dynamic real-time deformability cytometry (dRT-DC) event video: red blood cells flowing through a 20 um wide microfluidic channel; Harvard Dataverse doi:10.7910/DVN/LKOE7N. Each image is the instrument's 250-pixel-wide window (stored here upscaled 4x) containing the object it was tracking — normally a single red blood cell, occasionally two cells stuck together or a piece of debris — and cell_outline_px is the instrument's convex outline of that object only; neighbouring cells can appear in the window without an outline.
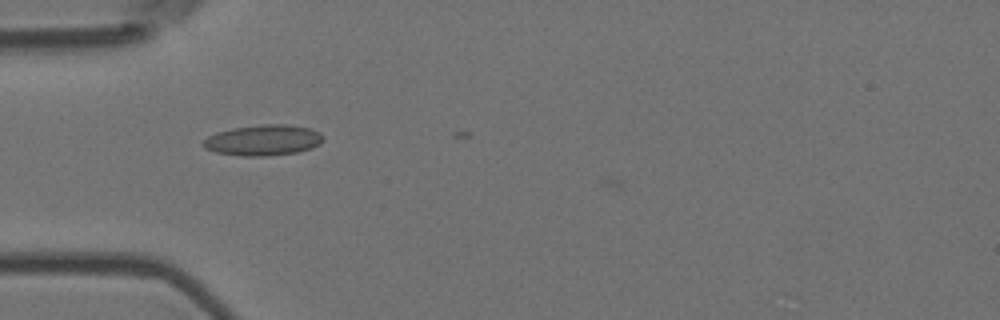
{"species": "Egyptian fruit bat (a non-hibernating species)", "species_latin": "Rousettus aegyptiacus", "temperature_condition": "room temperature", "stored_images_in_passage": 13, "camera_frame_rate_fps": 3000, "um_per_image_px": 0.085, "animal": {"sex": "female"}, "frame": {"image": 1, "passage_image": 12, "time_ms": 3.667, "image_size_px": [1000, 320], "cell_outline_px": [[324, 140], [320, 144], [312, 148], [296, 152], [268, 156], [240, 156], [216, 152], [204, 148], [200, 144], [208, 136], [216, 132], [232, 128], [260, 124], [288, 124], [312, 128], [320, 132], [324, 136]], "centroid_in_image_um": [22.39, 11.91], "position_along_channel_um": 62.6, "area_um2": 21.85}}